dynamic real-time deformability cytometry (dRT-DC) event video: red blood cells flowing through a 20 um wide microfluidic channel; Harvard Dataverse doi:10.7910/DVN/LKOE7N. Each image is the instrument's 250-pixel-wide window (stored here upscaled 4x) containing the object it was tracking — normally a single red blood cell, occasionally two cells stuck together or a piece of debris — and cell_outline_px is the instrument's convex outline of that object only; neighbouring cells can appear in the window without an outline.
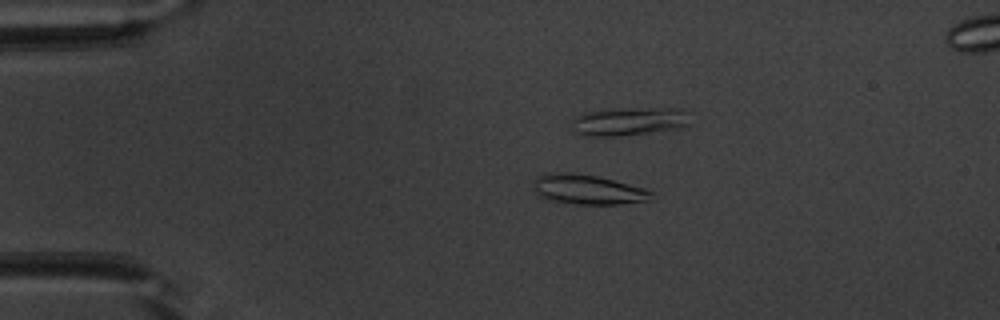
{"species": "common noctule bat (a hibernating species)", "species_latin": "Nyctalus noctula", "temperature_condition": "warm", "stored_images_in_passage": 52, "camera_frame_rate_fps": 3000, "um_per_image_px": 0.085, "animal": {"sex": "male", "body_mass_g": 20.1, "forearm_length_mm": 53.5}, "frame": {"image": 1, "passage_image": 12, "time_ms": 3.667, "image_size_px": [1000, 320], "cell_outline_px": [[652, 192], [648, 200], [620, 204], [576, 204], [548, 200], [540, 196], [536, 192], [532, 180], [536, 176], [544, 172], [572, 172], [596, 176], [644, 188]], "centroid_in_image_um": [49.86, 16.09], "position_along_channel_um": 35.1, "area_um2": 20.4}, "authors_computed_cell_mechanics": {"area_um2": 21.8773, "velocity_mm_per_s": 3.9582, "shape_relaxation_time_tau1_ms": 3.834, "shape_relaxation_time_tau2_ms": 1.6359, "deformation_change_tau1": 0.3425, "deformation_change_tau2": 0.0942}}